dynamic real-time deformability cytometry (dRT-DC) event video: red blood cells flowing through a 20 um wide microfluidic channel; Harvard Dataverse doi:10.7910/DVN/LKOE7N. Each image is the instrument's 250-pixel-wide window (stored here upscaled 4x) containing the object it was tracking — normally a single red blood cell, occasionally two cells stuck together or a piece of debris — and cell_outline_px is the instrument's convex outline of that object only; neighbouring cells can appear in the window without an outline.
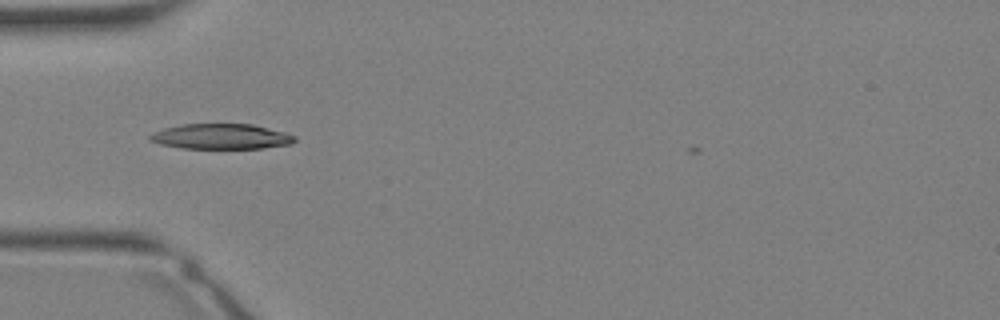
{"species": "Egyptian fruit bat (a non-hibernating species)", "species_latin": "Rousettus aegyptiacus", "temperature_condition": "warm", "stored_images_in_passage": 23, "camera_frame_rate_fps": 3000, "um_per_image_px": 0.085, "animal": {"sex": "female"}, "frame": {"image": 1, "passage_image": 2, "time_ms": 0.333, "image_size_px": [1000, 320], "cell_outline_px": [[296, 140], [292, 144], [264, 148], [184, 148], [160, 144], [148, 140], [148, 136], [152, 132], [164, 128], [180, 124], [252, 124], [284, 132], [296, 136]], "centroid_in_image_um": [18.78, 11.6], "position_along_channel_um": 66.2, "area_um2": 21.39}}
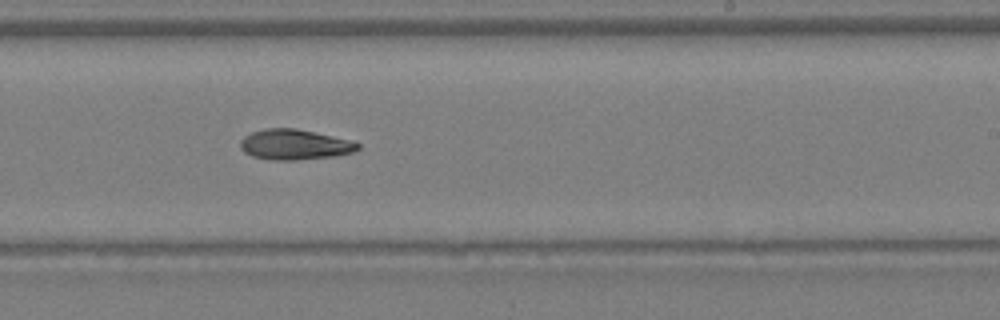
{"frame": {"image": 2, "passage_image": 12, "time_ms": 3.667, "image_size_px": [1000, 320], "cell_outline_px": [[360, 148], [356, 152], [332, 156], [296, 160], [268, 160], [252, 156], [244, 152], [240, 148], [240, 140], [244, 136], [252, 132], [264, 128], [296, 128], [332, 136], [348, 140], [360, 144]], "centroid_in_image_um": [25.01, 12.29], "position_along_channel_um": 264.0, "area_um2": 20.81}}
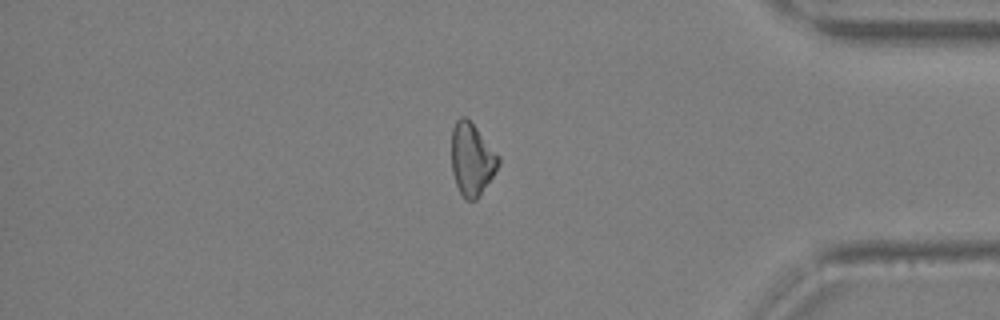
{"frame": {"image": 3, "passage_image": 20, "time_ms": 6.333, "image_size_px": [1000, 320], "cell_outline_px": [[500, 164], [480, 196], [476, 200], [468, 200], [460, 192], [456, 184], [452, 172], [452, 128], [456, 120], [460, 116], [464, 116], [476, 128], [500, 156]], "centroid_in_image_um": [40.11, 13.54], "position_along_channel_um": 395.1, "area_um2": 19.65}}